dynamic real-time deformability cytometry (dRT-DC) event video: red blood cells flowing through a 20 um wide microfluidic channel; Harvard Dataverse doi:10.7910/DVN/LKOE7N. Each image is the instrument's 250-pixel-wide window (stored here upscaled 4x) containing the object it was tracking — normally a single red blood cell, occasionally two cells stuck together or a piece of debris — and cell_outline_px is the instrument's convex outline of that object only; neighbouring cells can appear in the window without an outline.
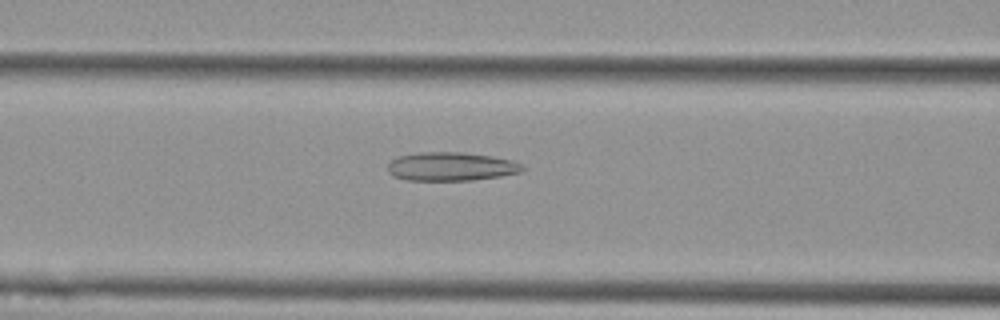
{"species": "Egyptian fruit bat (a non-hibernating species)", "species_latin": "Rousettus aegyptiacus", "temperature_condition": "cold", "stored_images_in_passage": 49, "camera_frame_rate_fps": 3000, "um_per_image_px": 0.085, "animal": {"sex": "female"}, "frame": {"image": 1, "passage_image": 16, "time_ms": 5.0, "image_size_px": [1000, 320], "cell_outline_px": [[528, 168], [524, 172], [500, 176], [472, 180], [408, 180], [392, 176], [388, 172], [388, 164], [392, 160], [400, 156], [420, 152], [464, 152], [492, 156], [512, 160]], "centroid_in_image_um": [38.39, 14.15], "position_along_channel_um": 128.2, "area_um2": 22.6}}
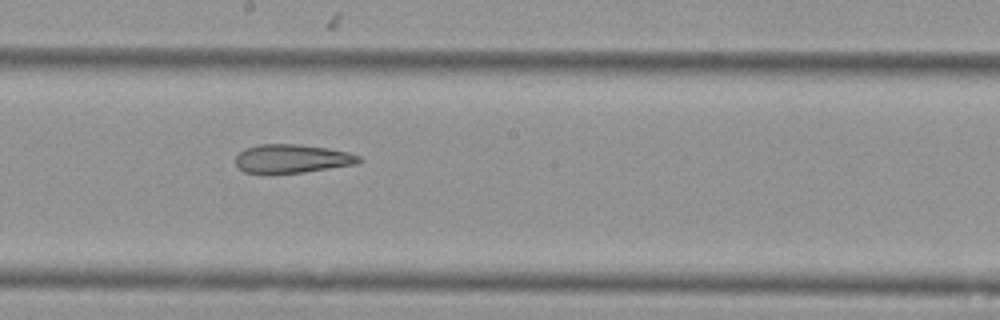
{"frame": {"image": 2, "passage_image": 24, "time_ms": 7.667, "image_size_px": [1000, 320], "cell_outline_px": [[364, 160], [356, 164], [304, 172], [244, 172], [236, 164], [236, 156], [244, 148], [256, 144], [300, 144], [328, 148], [348, 152], [360, 156]], "centroid_in_image_um": [24.85, 13.46], "position_along_channel_um": 223.3, "area_um2": 20.4}}
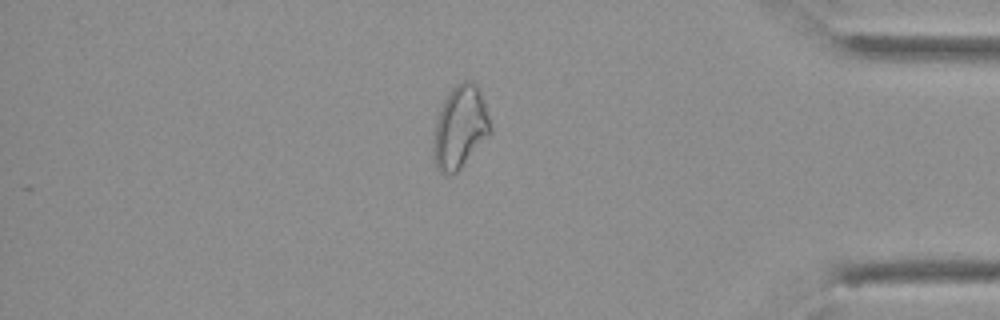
{"frame": {"image": 3, "passage_image": 41, "time_ms": 13.333, "image_size_px": [1000, 320], "cell_outline_px": [[492, 132], [460, 168], [456, 172], [440, 172], [436, 168], [432, 156], [432, 148], [436, 124], [440, 108], [448, 92], [456, 84], [464, 80], [472, 80], [480, 88], [484, 100], [492, 128]], "centroid_in_image_um": [39.11, 10.78], "position_along_channel_um": 396.1, "area_um2": 27.4}, "authors_computed_cell_mechanics": {"area_um2": 24.6806, "velocity_mm_per_s": 3.5795, "shape_relaxation_time_tau1_ms": null, "shape_relaxation_time_tau2_ms": 4.833, "deformation_change_tau1": null, "deformation_change_tau2": 0.1477}}